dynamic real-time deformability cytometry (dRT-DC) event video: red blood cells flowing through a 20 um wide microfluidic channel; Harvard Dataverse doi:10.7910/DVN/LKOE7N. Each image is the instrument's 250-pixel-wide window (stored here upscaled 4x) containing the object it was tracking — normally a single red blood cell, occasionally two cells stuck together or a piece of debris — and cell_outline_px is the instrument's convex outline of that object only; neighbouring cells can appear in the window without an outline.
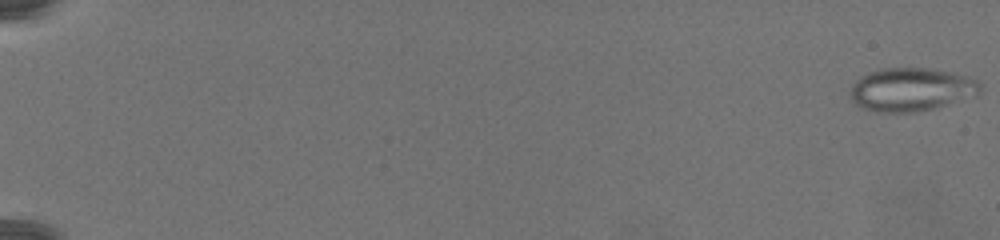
{"species": "common noctule bat (a hibernating species)", "species_latin": "Nyctalus noctula", "temperature_condition": "warm", "stored_images_in_passage": 79, "camera_frame_rate_fps": 3000, "um_per_image_px": 0.085, "animal": {"sex": "female", "body_mass_g": 19.5, "forearm_length_mm": 54.1}, "frame": {"image": 1, "passage_image": 1, "time_ms": 0.0, "image_size_px": [1000, 240], "cell_outline_px": [[984, 88], [976, 96], [932, 108], [916, 112], [876, 112], [864, 108], [856, 104], [852, 100], [848, 92], [852, 84], [860, 76], [868, 72], [884, 68], [928, 68], [952, 72], [980, 80], [984, 84]], "centroid_in_image_um": [77.48, 7.6], "position_along_channel_um": 7.5, "area_um2": 33.18}}
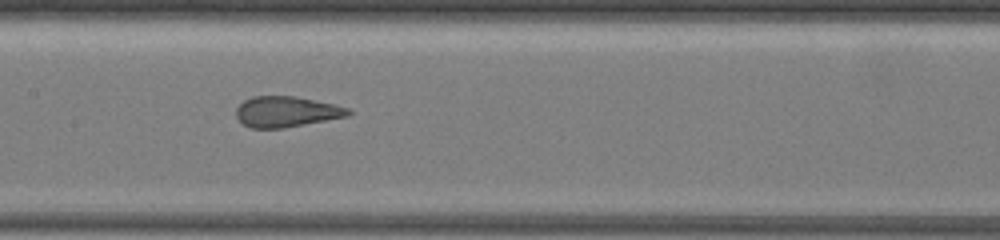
{"frame": {"image": 2, "passage_image": 44, "time_ms": 14.333, "image_size_px": [1000, 240], "cell_outline_px": [[352, 112], [348, 116], [284, 128], [248, 128], [236, 116], [236, 108], [244, 100], [252, 96], [296, 96], [332, 104], [348, 108]], "centroid_in_image_um": [24.32, 9.49], "position_along_channel_um": 183.1, "area_um2": 19.94}}
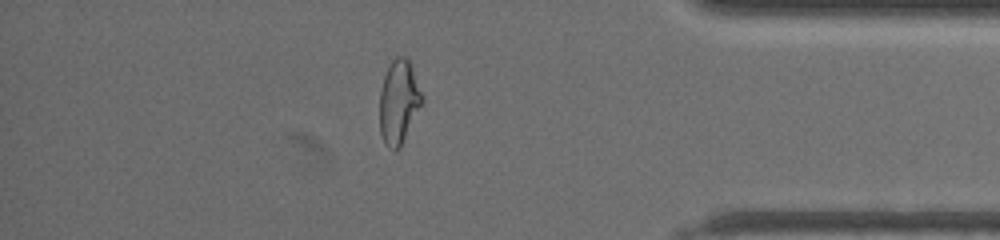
{"frame": {"image": 3, "passage_image": 70, "time_ms": 23.0, "image_size_px": [1000, 240], "cell_outline_px": [[424, 100], [400, 148], [396, 152], [388, 148], [384, 144], [380, 132], [380, 92], [384, 76], [392, 60], [396, 56], [404, 56], [412, 64]], "centroid_in_image_um": [33.9, 8.69], "position_along_channel_um": 401.3, "area_um2": 20.87}}